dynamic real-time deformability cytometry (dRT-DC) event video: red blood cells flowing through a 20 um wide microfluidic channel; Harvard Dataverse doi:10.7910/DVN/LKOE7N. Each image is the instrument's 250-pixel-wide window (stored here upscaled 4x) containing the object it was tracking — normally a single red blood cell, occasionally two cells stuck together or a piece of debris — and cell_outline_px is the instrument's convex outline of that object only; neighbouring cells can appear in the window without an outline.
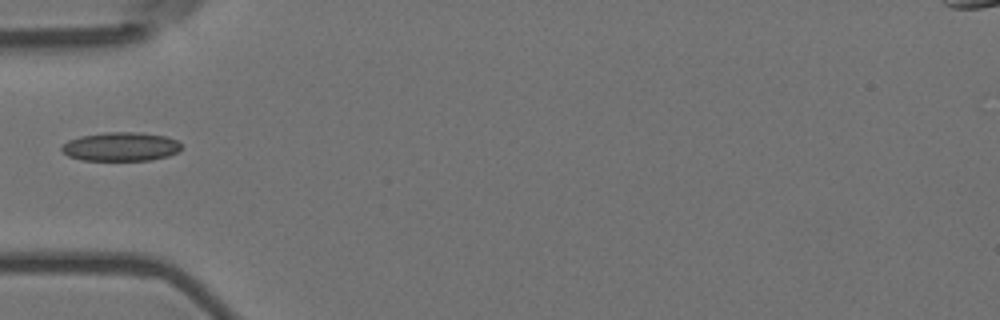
{"species": "Egyptian fruit bat (a non-hibernating species)", "species_latin": "Rousettus aegyptiacus", "temperature_condition": "room temperature", "stored_images_in_passage": 4, "camera_frame_rate_fps": 3000, "um_per_image_px": 0.085, "animal": {"sex": "female"}, "frame": {"image": 1, "passage_image": 1, "time_ms": 0.0, "image_size_px": [1000, 320], "cell_outline_px": [[180, 148], [176, 152], [168, 156], [152, 160], [80, 160], [68, 156], [60, 148], [68, 140], [80, 136], [104, 132], [140, 132], [168, 136], [176, 140], [180, 144]], "centroid_in_image_um": [10.26, 12.46], "position_along_channel_um": 74.7, "area_um2": 20.17}}
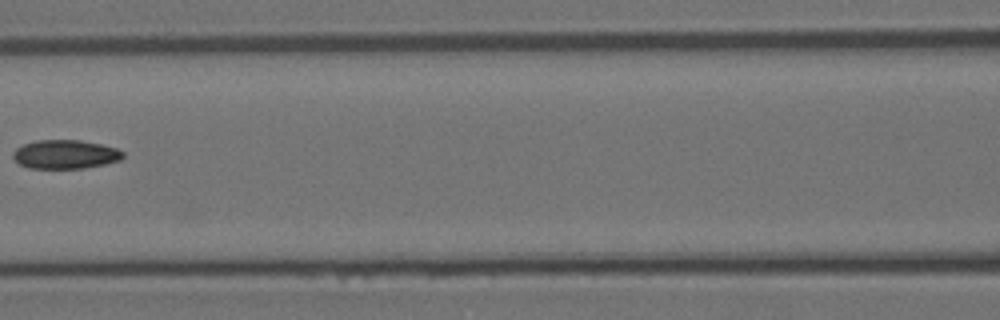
{"frame": {"image": 2, "passage_image": 3, "time_ms": 0.667, "image_size_px": [1000, 320], "cell_outline_px": [[124, 156], [120, 160], [104, 164], [84, 168], [28, 168], [20, 164], [12, 156], [12, 152], [16, 148], [24, 144], [36, 140], [80, 140], [100, 144], [116, 148], [124, 152]], "centroid_in_image_um": [5.54, 13.11], "position_along_channel_um": 161.1, "area_um2": 18.44}}
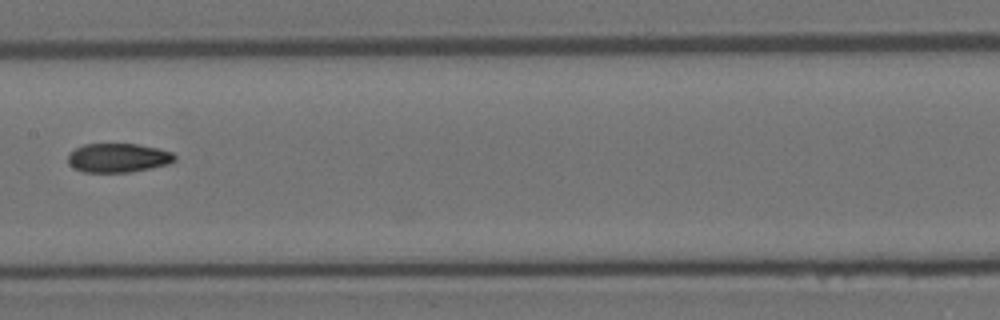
{"frame": {"image": 3, "passage_image": 4, "time_ms": 1.0, "image_size_px": [1000, 320], "cell_outline_px": [[176, 160], [168, 164], [128, 172], [84, 172], [68, 164], [68, 152], [84, 144], [136, 144], [160, 148], [172, 152], [176, 156]], "centroid_in_image_um": [10.04, 13.4], "position_along_channel_um": 197.4, "area_um2": 18.03}}